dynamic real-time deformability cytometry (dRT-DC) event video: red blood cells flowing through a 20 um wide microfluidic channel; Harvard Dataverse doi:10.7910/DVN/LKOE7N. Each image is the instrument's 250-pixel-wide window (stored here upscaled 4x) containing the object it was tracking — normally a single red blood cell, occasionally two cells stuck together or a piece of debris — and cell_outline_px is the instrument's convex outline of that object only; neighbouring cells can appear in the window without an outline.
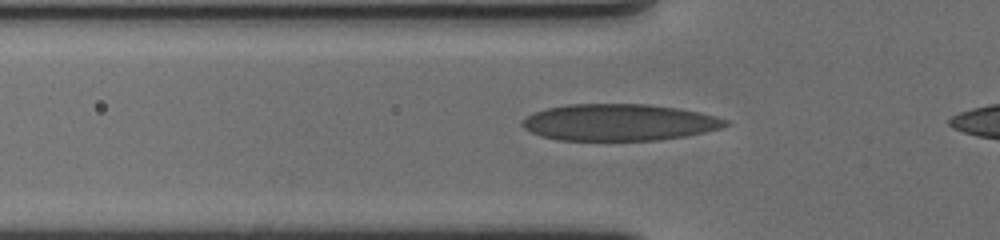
{"species": "human", "species_latin": "Homo sapiens", "temperature_condition": "cold", "stored_images_in_passage": 9, "camera_frame_rate_fps": 3000, "um_per_image_px": 0.085, "donor": {"sex": "female"}, "frame": {"image": 1, "passage_image": 6, "time_ms": 1.667, "image_size_px": [1000, 240], "cell_outline_px": [[728, 124], [720, 128], [704, 132], [684, 136], [656, 140], [560, 140], [540, 136], [524, 128], [520, 124], [532, 112], [544, 108], [568, 104], [648, 104], [676, 108], [716, 116], [728, 120]], "centroid_in_image_um": [52.58, 10.39], "position_along_channel_um": 73.2, "area_um2": 43.23}}